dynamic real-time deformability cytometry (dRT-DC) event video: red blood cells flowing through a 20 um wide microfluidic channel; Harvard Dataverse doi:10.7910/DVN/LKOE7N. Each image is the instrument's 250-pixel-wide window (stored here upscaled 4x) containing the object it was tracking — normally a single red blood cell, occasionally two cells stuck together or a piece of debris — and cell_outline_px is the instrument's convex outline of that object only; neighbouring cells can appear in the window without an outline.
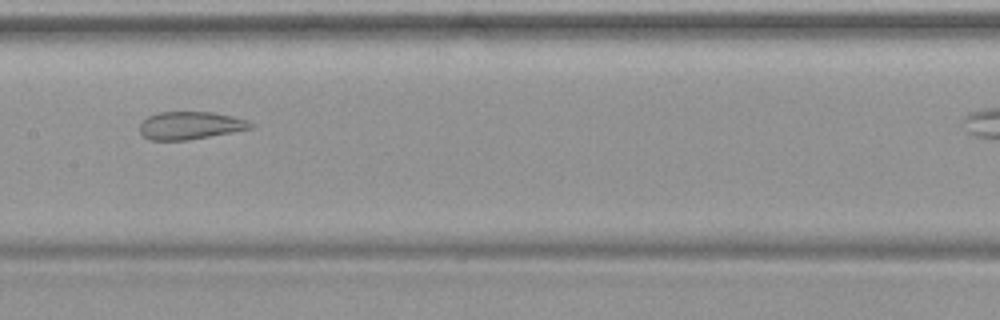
{"species": "common noctule bat (a hibernating species)", "species_latin": "Nyctalus noctula", "temperature_condition": "warm", "stored_images_in_passage": 33, "camera_frame_rate_fps": 3000, "um_per_image_px": 0.085, "animal": {"sex": "female", "body_mass_g": 19.9}, "frame": {"image": 1, "passage_image": 17, "time_ms": 5.333, "image_size_px": [1000, 320], "cell_outline_px": [[252, 128], [232, 132], [188, 140], [148, 140], [140, 132], [140, 124], [148, 116], [156, 112], [212, 112], [232, 116], [248, 120], [252, 124]], "centroid_in_image_um": [16.15, 10.66], "position_along_channel_um": 191.3, "area_um2": 17.86}}
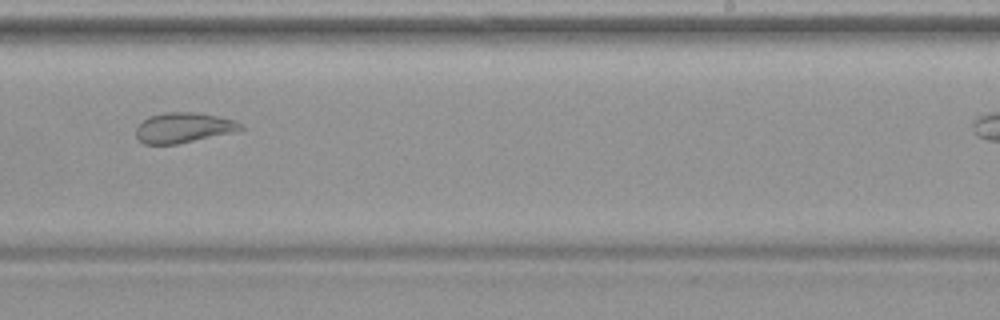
{"frame": {"image": 2, "passage_image": 23, "time_ms": 7.333, "image_size_px": [1000, 320], "cell_outline_px": [[244, 128], [236, 132], [176, 144], [144, 144], [136, 136], [136, 128], [148, 116], [168, 112], [196, 112], [216, 116], [232, 120], [244, 124]], "centroid_in_image_um": [15.62, 10.85], "position_along_channel_um": 273.4, "area_um2": 18.32}}
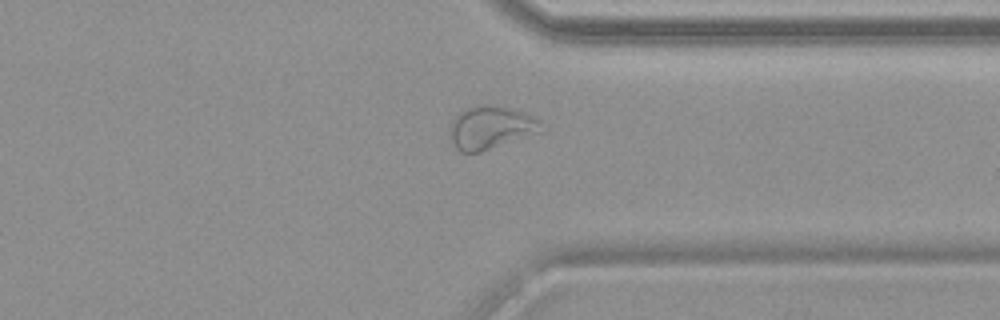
{"frame": {"image": 3, "passage_image": 30, "time_ms": 9.667, "image_size_px": [1000, 320], "cell_outline_px": [[544, 132], [480, 152], [460, 152], [456, 148], [452, 140], [448, 128], [452, 120], [464, 108], [476, 104], [488, 104], [508, 108], [524, 112], [540, 120]], "centroid_in_image_um": [41.73, 10.84], "position_along_channel_um": 369.7, "area_um2": 23.24}}